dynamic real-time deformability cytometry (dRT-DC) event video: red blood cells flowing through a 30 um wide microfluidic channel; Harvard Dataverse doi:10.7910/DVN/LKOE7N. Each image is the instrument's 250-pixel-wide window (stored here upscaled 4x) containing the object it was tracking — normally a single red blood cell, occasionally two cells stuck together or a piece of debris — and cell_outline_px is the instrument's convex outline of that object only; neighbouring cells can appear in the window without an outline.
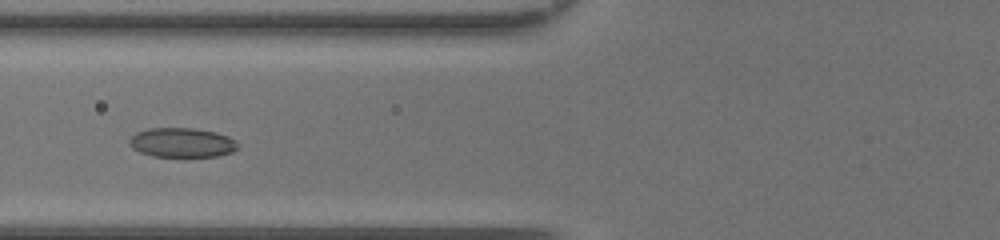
{"species": "common noctule bat (a hibernating species)", "species_latin": "Nyctalus noctula", "temperature_condition": "room temperature", "stored_images_in_passage": 42, "camera_frame_rate_fps": 3000, "um_per_image_px": 0.085, "animal": {"sex": "female", "body_mass_g": 20.0, "forearm_length_mm": 54.0}, "frame": {"image": 1, "passage_image": 15, "time_ms": 4.667, "image_size_px": [1000, 240], "cell_outline_px": [[240, 148], [232, 152], [216, 156], [152, 156], [140, 152], [132, 148], [128, 144], [128, 140], [136, 132], [148, 128], [192, 128], [216, 132], [228, 136], [236, 140], [240, 144]], "centroid_in_image_um": [15.48, 12.11], "position_along_channel_um": 110.3, "area_um2": 18.79}}
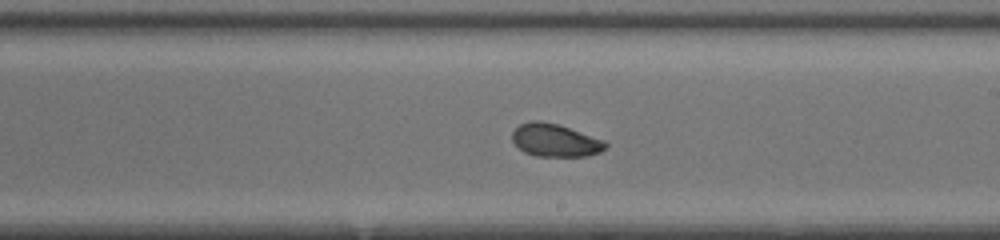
{"frame": {"image": 2, "passage_image": 24, "time_ms": 7.667, "image_size_px": [1000, 240], "cell_outline_px": [[608, 144], [600, 152], [588, 156], [536, 156], [524, 152], [512, 140], [512, 132], [520, 124], [532, 120], [540, 120], [556, 124], [604, 140]], "centroid_in_image_um": [47.17, 11.93], "position_along_channel_um": 241.8, "area_um2": 17.63}}
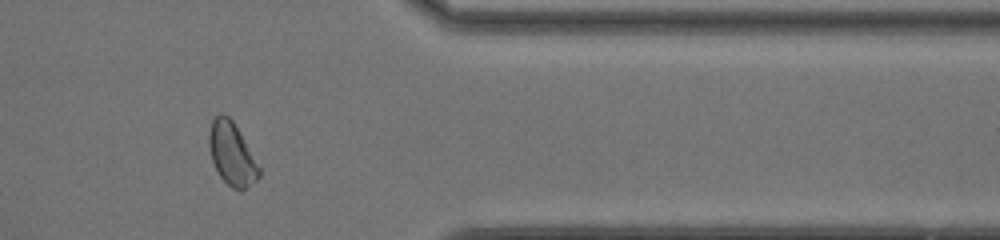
{"frame": {"image": 3, "passage_image": 35, "time_ms": 11.333, "image_size_px": [1000, 240], "cell_outline_px": [[260, 176], [256, 180], [240, 192], [232, 188], [220, 176], [212, 160], [208, 144], [208, 132], [212, 120], [220, 112], [228, 116], [232, 120], [260, 168]], "centroid_in_image_um": [19.68, 13.08], "position_along_channel_um": 391.7, "area_um2": 18.03}, "authors_computed_cell_mechanics": {"area_um2": 18.207, "velocity_mm_per_s": 4.3797, "shape_relaxation_time_tau1_ms": 3.6024, "shape_relaxation_time_tau2_ms": 2.9275, "deformation_change_tau1": 0.114, "deformation_change_tau2": 0.064}}